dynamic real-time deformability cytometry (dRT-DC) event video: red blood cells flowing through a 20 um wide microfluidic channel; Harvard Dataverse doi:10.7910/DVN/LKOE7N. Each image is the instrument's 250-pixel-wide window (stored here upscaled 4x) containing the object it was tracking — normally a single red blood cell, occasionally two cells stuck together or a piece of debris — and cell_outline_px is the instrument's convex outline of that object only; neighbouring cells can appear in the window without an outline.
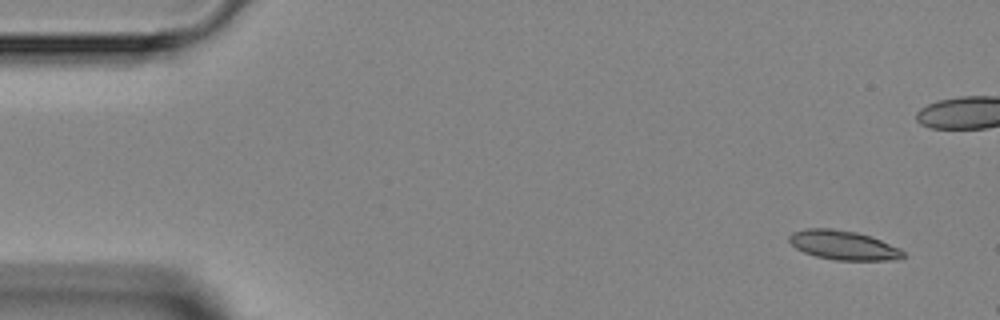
{"species": "Egyptian fruit bat (a non-hibernating species)", "species_latin": "Rousettus aegyptiacus", "temperature_condition": "room temperature", "stored_images_in_passage": 4, "camera_frame_rate_fps": 3000, "um_per_image_px": 0.085, "animal": {"sex": "female"}, "frame": {"image": 1, "passage_image": 1, "time_ms": 0.0, "image_size_px": [1000, 320], "cell_outline_px": [[904, 256], [896, 260], [836, 260], [816, 256], [804, 252], [796, 248], [788, 240], [788, 236], [792, 232], [808, 228], [832, 228], [856, 232], [872, 236], [900, 248], [904, 252]], "centroid_in_image_um": [71.69, 20.83], "position_along_channel_um": 13.3, "area_um2": 19.48}}